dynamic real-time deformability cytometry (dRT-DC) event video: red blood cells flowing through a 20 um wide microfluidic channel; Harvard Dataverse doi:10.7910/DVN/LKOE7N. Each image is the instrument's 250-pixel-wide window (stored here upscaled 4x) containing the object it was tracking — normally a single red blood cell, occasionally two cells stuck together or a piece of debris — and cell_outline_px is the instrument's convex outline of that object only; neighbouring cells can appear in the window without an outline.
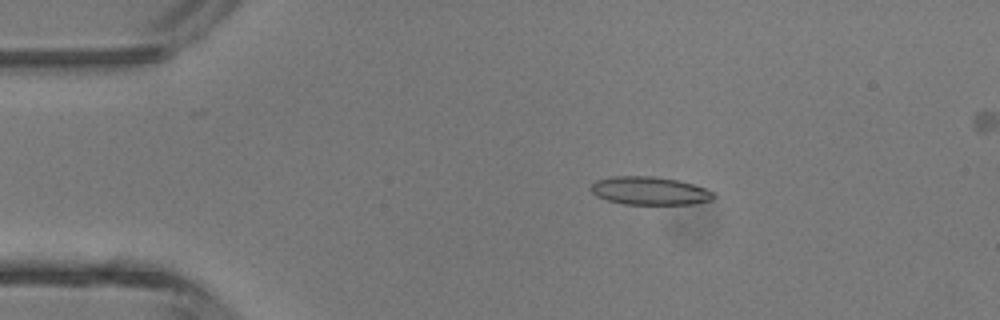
{"species": "common noctule bat (a hibernating species)", "species_latin": "Nyctalus noctula", "temperature_condition": "room temperature", "stored_images_in_passage": 5, "camera_frame_rate_fps": 3000, "um_per_image_px": 0.085, "animal": {"sex": "male", "body_mass_g": 13.3}, "frame": {"image": 1, "passage_image": 3, "time_ms": 2.333, "image_size_px": [1000, 320], "cell_outline_px": [[716, 196], [712, 200], [692, 204], [624, 204], [608, 200], [596, 196], [588, 188], [596, 180], [612, 176], [652, 176], [676, 180], [692, 184], [704, 188], [712, 192]], "centroid_in_image_um": [55.18, 16.22], "position_along_channel_um": 29.8, "area_um2": 20.06}}